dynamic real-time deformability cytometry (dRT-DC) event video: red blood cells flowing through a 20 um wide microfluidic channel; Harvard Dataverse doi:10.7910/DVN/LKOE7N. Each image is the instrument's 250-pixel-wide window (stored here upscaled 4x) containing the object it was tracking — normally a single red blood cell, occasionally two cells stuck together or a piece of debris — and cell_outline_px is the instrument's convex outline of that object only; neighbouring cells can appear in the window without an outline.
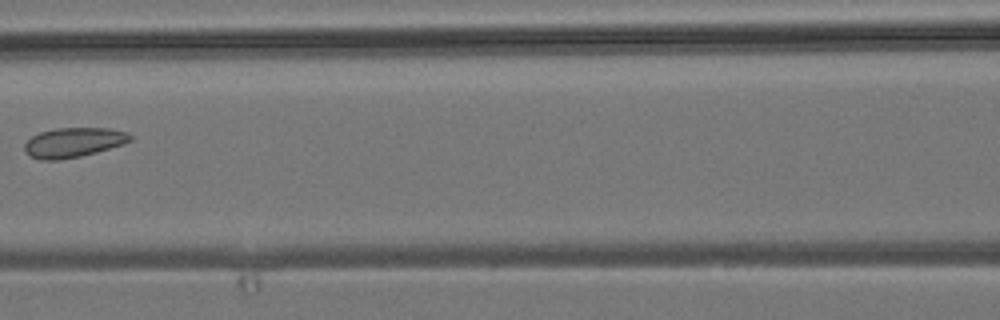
{"species": "common noctule bat (a hibernating species)", "species_latin": "Nyctalus noctula", "temperature_condition": "room temperature", "stored_images_in_passage": 3, "camera_frame_rate_fps": 3000, "um_per_image_px": 0.085, "animal": {"sex": "male", "body_mass_g": 19.2, "forearm_length_mm": 51.8}, "frame": {"image": 1, "passage_image": 3, "time_ms": 2.0, "image_size_px": [1000, 320], "cell_outline_px": [[132, 140], [96, 152], [80, 156], [60, 160], [40, 160], [24, 152], [24, 144], [32, 136], [40, 132], [56, 128], [108, 128], [128, 132], [132, 136]], "centroid_in_image_um": [6.22, 12.1], "position_along_channel_um": 160.4, "area_um2": 18.15}}